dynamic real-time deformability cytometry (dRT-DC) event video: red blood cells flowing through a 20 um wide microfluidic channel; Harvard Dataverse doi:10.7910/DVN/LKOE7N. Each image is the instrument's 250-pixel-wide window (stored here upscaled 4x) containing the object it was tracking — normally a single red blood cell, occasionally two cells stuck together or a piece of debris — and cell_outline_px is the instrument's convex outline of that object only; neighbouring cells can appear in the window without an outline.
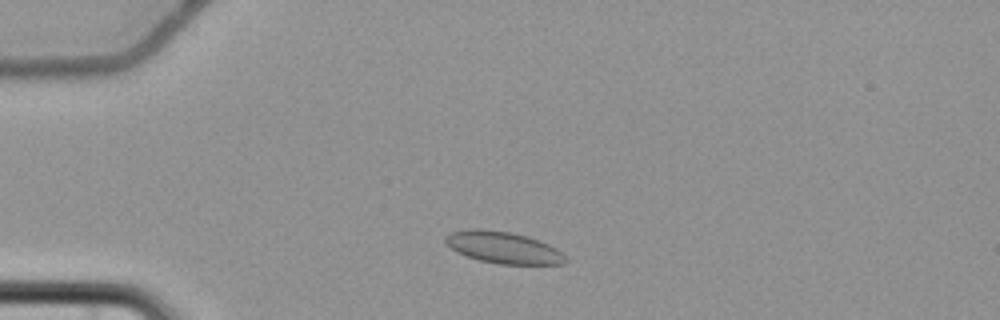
{"species": "common noctule bat (a hibernating species)", "species_latin": "Nyctalus noctula", "temperature_condition": "cold", "stored_images_in_passage": 4, "camera_frame_rate_fps": 3000, "um_per_image_px": 0.085, "animal": {"sex": "female", "body_mass_g": 22.7, "forearm_length_mm": 54.2}, "frame": {"image": 1, "passage_image": 2, "time_ms": 2.0, "image_size_px": [1000, 320], "cell_outline_px": [[568, 260], [564, 264], [500, 264], [480, 260], [456, 252], [444, 240], [444, 236], [448, 232], [476, 228], [512, 232], [528, 236], [548, 244], [556, 248]], "centroid_in_image_um": [42.77, 21.03], "position_along_channel_um": 42.2, "area_um2": 22.14}}
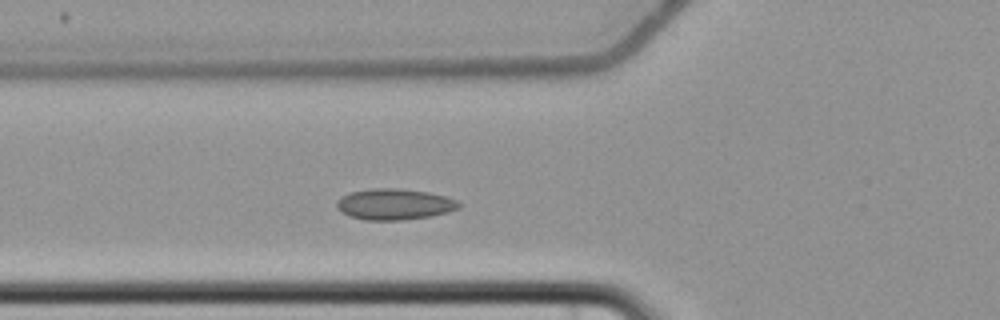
{"frame": {"image": 2, "passage_image": 4, "time_ms": 4.333, "image_size_px": [1000, 320], "cell_outline_px": [[460, 208], [448, 212], [428, 216], [404, 220], [364, 220], [348, 216], [336, 208], [336, 204], [340, 196], [348, 192], [368, 188], [400, 188], [428, 192], [444, 196], [456, 200], [460, 204]], "centroid_in_image_um": [33.47, 17.35], "position_along_channel_um": 92.3, "area_um2": 22.31}}